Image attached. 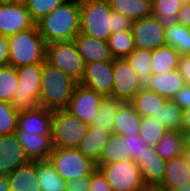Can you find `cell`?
<instances>
[{"mask_svg":"<svg viewBox=\"0 0 190 191\" xmlns=\"http://www.w3.org/2000/svg\"><path fill=\"white\" fill-rule=\"evenodd\" d=\"M35 24L46 44L74 40L80 33V1L66 0Z\"/></svg>","mask_w":190,"mask_h":191,"instance_id":"cell-1","label":"cell"},{"mask_svg":"<svg viewBox=\"0 0 190 191\" xmlns=\"http://www.w3.org/2000/svg\"><path fill=\"white\" fill-rule=\"evenodd\" d=\"M78 83L46 60L42 63L40 106L65 109Z\"/></svg>","mask_w":190,"mask_h":191,"instance_id":"cell-2","label":"cell"},{"mask_svg":"<svg viewBox=\"0 0 190 191\" xmlns=\"http://www.w3.org/2000/svg\"><path fill=\"white\" fill-rule=\"evenodd\" d=\"M8 38L10 43L9 66L18 68L30 64H42L46 60L47 44L36 24Z\"/></svg>","mask_w":190,"mask_h":191,"instance_id":"cell-3","label":"cell"},{"mask_svg":"<svg viewBox=\"0 0 190 191\" xmlns=\"http://www.w3.org/2000/svg\"><path fill=\"white\" fill-rule=\"evenodd\" d=\"M80 33L108 40L112 33V10L108 0L80 1Z\"/></svg>","mask_w":190,"mask_h":191,"instance_id":"cell-4","label":"cell"},{"mask_svg":"<svg viewBox=\"0 0 190 191\" xmlns=\"http://www.w3.org/2000/svg\"><path fill=\"white\" fill-rule=\"evenodd\" d=\"M16 70L19 82L10 103L19 111L40 107L42 64L20 66Z\"/></svg>","mask_w":190,"mask_h":191,"instance_id":"cell-5","label":"cell"},{"mask_svg":"<svg viewBox=\"0 0 190 191\" xmlns=\"http://www.w3.org/2000/svg\"><path fill=\"white\" fill-rule=\"evenodd\" d=\"M89 124L65 109L54 110L52 143L56 148H77L88 132Z\"/></svg>","mask_w":190,"mask_h":191,"instance_id":"cell-6","label":"cell"},{"mask_svg":"<svg viewBox=\"0 0 190 191\" xmlns=\"http://www.w3.org/2000/svg\"><path fill=\"white\" fill-rule=\"evenodd\" d=\"M46 61L80 83L85 64L74 40L55 41L46 45Z\"/></svg>","mask_w":190,"mask_h":191,"instance_id":"cell-7","label":"cell"},{"mask_svg":"<svg viewBox=\"0 0 190 191\" xmlns=\"http://www.w3.org/2000/svg\"><path fill=\"white\" fill-rule=\"evenodd\" d=\"M96 167L105 176L113 191H147L141 170L133 160L112 162Z\"/></svg>","mask_w":190,"mask_h":191,"instance_id":"cell-8","label":"cell"},{"mask_svg":"<svg viewBox=\"0 0 190 191\" xmlns=\"http://www.w3.org/2000/svg\"><path fill=\"white\" fill-rule=\"evenodd\" d=\"M48 161L65 181L90 174L96 165L77 148H53Z\"/></svg>","mask_w":190,"mask_h":191,"instance_id":"cell-9","label":"cell"},{"mask_svg":"<svg viewBox=\"0 0 190 191\" xmlns=\"http://www.w3.org/2000/svg\"><path fill=\"white\" fill-rule=\"evenodd\" d=\"M113 72V90L110 97L129 103L143 87V81L125 58L113 60Z\"/></svg>","mask_w":190,"mask_h":191,"instance_id":"cell-10","label":"cell"},{"mask_svg":"<svg viewBox=\"0 0 190 191\" xmlns=\"http://www.w3.org/2000/svg\"><path fill=\"white\" fill-rule=\"evenodd\" d=\"M34 25L24 2L0 1V34L11 36Z\"/></svg>","mask_w":190,"mask_h":191,"instance_id":"cell-11","label":"cell"},{"mask_svg":"<svg viewBox=\"0 0 190 191\" xmlns=\"http://www.w3.org/2000/svg\"><path fill=\"white\" fill-rule=\"evenodd\" d=\"M103 98L104 96L95 90L77 84L65 110L78 117L82 122L90 124L97 116Z\"/></svg>","mask_w":190,"mask_h":191,"instance_id":"cell-12","label":"cell"},{"mask_svg":"<svg viewBox=\"0 0 190 191\" xmlns=\"http://www.w3.org/2000/svg\"><path fill=\"white\" fill-rule=\"evenodd\" d=\"M131 30L136 48L153 51L165 46V27L157 17L150 16L132 21Z\"/></svg>","mask_w":190,"mask_h":191,"instance_id":"cell-13","label":"cell"},{"mask_svg":"<svg viewBox=\"0 0 190 191\" xmlns=\"http://www.w3.org/2000/svg\"><path fill=\"white\" fill-rule=\"evenodd\" d=\"M113 61L85 64L84 74L79 84L95 90L104 97H110L113 90Z\"/></svg>","mask_w":190,"mask_h":191,"instance_id":"cell-14","label":"cell"},{"mask_svg":"<svg viewBox=\"0 0 190 191\" xmlns=\"http://www.w3.org/2000/svg\"><path fill=\"white\" fill-rule=\"evenodd\" d=\"M53 110L44 107L20 110L16 134L52 135Z\"/></svg>","mask_w":190,"mask_h":191,"instance_id":"cell-15","label":"cell"},{"mask_svg":"<svg viewBox=\"0 0 190 191\" xmlns=\"http://www.w3.org/2000/svg\"><path fill=\"white\" fill-rule=\"evenodd\" d=\"M29 161L16 133L0 135V174L8 176Z\"/></svg>","mask_w":190,"mask_h":191,"instance_id":"cell-16","label":"cell"},{"mask_svg":"<svg viewBox=\"0 0 190 191\" xmlns=\"http://www.w3.org/2000/svg\"><path fill=\"white\" fill-rule=\"evenodd\" d=\"M167 160L161 158L154 146L146 147V151L136 161L142 178L148 189H156L162 182Z\"/></svg>","mask_w":190,"mask_h":191,"instance_id":"cell-17","label":"cell"},{"mask_svg":"<svg viewBox=\"0 0 190 191\" xmlns=\"http://www.w3.org/2000/svg\"><path fill=\"white\" fill-rule=\"evenodd\" d=\"M187 183H190V166L183 154L167 160L163 180L156 190L173 191Z\"/></svg>","mask_w":190,"mask_h":191,"instance_id":"cell-18","label":"cell"},{"mask_svg":"<svg viewBox=\"0 0 190 191\" xmlns=\"http://www.w3.org/2000/svg\"><path fill=\"white\" fill-rule=\"evenodd\" d=\"M186 85L178 69L164 73L151 74L144 82L143 86L162 97L172 100L176 92Z\"/></svg>","mask_w":190,"mask_h":191,"instance_id":"cell-19","label":"cell"},{"mask_svg":"<svg viewBox=\"0 0 190 191\" xmlns=\"http://www.w3.org/2000/svg\"><path fill=\"white\" fill-rule=\"evenodd\" d=\"M74 42L84 64L114 60L107 41L79 33Z\"/></svg>","mask_w":190,"mask_h":191,"instance_id":"cell-20","label":"cell"},{"mask_svg":"<svg viewBox=\"0 0 190 191\" xmlns=\"http://www.w3.org/2000/svg\"><path fill=\"white\" fill-rule=\"evenodd\" d=\"M30 161H46L53 151L52 135L17 134Z\"/></svg>","mask_w":190,"mask_h":191,"instance_id":"cell-21","label":"cell"},{"mask_svg":"<svg viewBox=\"0 0 190 191\" xmlns=\"http://www.w3.org/2000/svg\"><path fill=\"white\" fill-rule=\"evenodd\" d=\"M10 191H41L38 184L37 161H29L8 175Z\"/></svg>","mask_w":190,"mask_h":191,"instance_id":"cell-22","label":"cell"},{"mask_svg":"<svg viewBox=\"0 0 190 191\" xmlns=\"http://www.w3.org/2000/svg\"><path fill=\"white\" fill-rule=\"evenodd\" d=\"M111 134L112 133L106 129L89 126L87 134L77 149L96 164Z\"/></svg>","mask_w":190,"mask_h":191,"instance_id":"cell-23","label":"cell"},{"mask_svg":"<svg viewBox=\"0 0 190 191\" xmlns=\"http://www.w3.org/2000/svg\"><path fill=\"white\" fill-rule=\"evenodd\" d=\"M167 101L168 99L143 86L129 103L141 117H157Z\"/></svg>","mask_w":190,"mask_h":191,"instance_id":"cell-24","label":"cell"},{"mask_svg":"<svg viewBox=\"0 0 190 191\" xmlns=\"http://www.w3.org/2000/svg\"><path fill=\"white\" fill-rule=\"evenodd\" d=\"M141 116L130 103L125 102L114 117L113 133L120 136L139 134Z\"/></svg>","mask_w":190,"mask_h":191,"instance_id":"cell-25","label":"cell"},{"mask_svg":"<svg viewBox=\"0 0 190 191\" xmlns=\"http://www.w3.org/2000/svg\"><path fill=\"white\" fill-rule=\"evenodd\" d=\"M112 11L128 17L131 21L152 16L151 0H108Z\"/></svg>","mask_w":190,"mask_h":191,"instance_id":"cell-26","label":"cell"},{"mask_svg":"<svg viewBox=\"0 0 190 191\" xmlns=\"http://www.w3.org/2000/svg\"><path fill=\"white\" fill-rule=\"evenodd\" d=\"M124 103L116 98L104 97L99 105L97 116L90 122L89 126L103 128L113 133L114 117Z\"/></svg>","mask_w":190,"mask_h":191,"instance_id":"cell-27","label":"cell"},{"mask_svg":"<svg viewBox=\"0 0 190 191\" xmlns=\"http://www.w3.org/2000/svg\"><path fill=\"white\" fill-rule=\"evenodd\" d=\"M180 54L171 46L165 45L153 50L151 74L178 69Z\"/></svg>","mask_w":190,"mask_h":191,"instance_id":"cell-28","label":"cell"},{"mask_svg":"<svg viewBox=\"0 0 190 191\" xmlns=\"http://www.w3.org/2000/svg\"><path fill=\"white\" fill-rule=\"evenodd\" d=\"M37 172L41 191H66V181L59 176L48 160L37 161Z\"/></svg>","mask_w":190,"mask_h":191,"instance_id":"cell-29","label":"cell"},{"mask_svg":"<svg viewBox=\"0 0 190 191\" xmlns=\"http://www.w3.org/2000/svg\"><path fill=\"white\" fill-rule=\"evenodd\" d=\"M154 147L165 160L185 154L182 131H166Z\"/></svg>","mask_w":190,"mask_h":191,"instance_id":"cell-30","label":"cell"},{"mask_svg":"<svg viewBox=\"0 0 190 191\" xmlns=\"http://www.w3.org/2000/svg\"><path fill=\"white\" fill-rule=\"evenodd\" d=\"M126 160H131V157L127 155L126 141L119 134L112 133L102 149L99 161L95 165Z\"/></svg>","mask_w":190,"mask_h":191,"instance_id":"cell-31","label":"cell"},{"mask_svg":"<svg viewBox=\"0 0 190 191\" xmlns=\"http://www.w3.org/2000/svg\"><path fill=\"white\" fill-rule=\"evenodd\" d=\"M182 4L181 0H152V16L157 17L164 27L177 24Z\"/></svg>","mask_w":190,"mask_h":191,"instance_id":"cell-32","label":"cell"},{"mask_svg":"<svg viewBox=\"0 0 190 191\" xmlns=\"http://www.w3.org/2000/svg\"><path fill=\"white\" fill-rule=\"evenodd\" d=\"M165 41L180 55L190 54V28L187 26L177 23L165 27Z\"/></svg>","mask_w":190,"mask_h":191,"instance_id":"cell-33","label":"cell"},{"mask_svg":"<svg viewBox=\"0 0 190 191\" xmlns=\"http://www.w3.org/2000/svg\"><path fill=\"white\" fill-rule=\"evenodd\" d=\"M107 42L114 59L125 58L135 49L131 29L111 33Z\"/></svg>","mask_w":190,"mask_h":191,"instance_id":"cell-34","label":"cell"},{"mask_svg":"<svg viewBox=\"0 0 190 191\" xmlns=\"http://www.w3.org/2000/svg\"><path fill=\"white\" fill-rule=\"evenodd\" d=\"M153 51L136 48L125 57L139 78L144 82L151 75Z\"/></svg>","mask_w":190,"mask_h":191,"instance_id":"cell-35","label":"cell"},{"mask_svg":"<svg viewBox=\"0 0 190 191\" xmlns=\"http://www.w3.org/2000/svg\"><path fill=\"white\" fill-rule=\"evenodd\" d=\"M183 110L172 100H168L160 109L157 117H154L162 123L167 130L181 131Z\"/></svg>","mask_w":190,"mask_h":191,"instance_id":"cell-36","label":"cell"},{"mask_svg":"<svg viewBox=\"0 0 190 191\" xmlns=\"http://www.w3.org/2000/svg\"><path fill=\"white\" fill-rule=\"evenodd\" d=\"M139 134L150 146H155L164 136L166 127L154 117H141Z\"/></svg>","mask_w":190,"mask_h":191,"instance_id":"cell-37","label":"cell"},{"mask_svg":"<svg viewBox=\"0 0 190 191\" xmlns=\"http://www.w3.org/2000/svg\"><path fill=\"white\" fill-rule=\"evenodd\" d=\"M17 70L13 66H6L0 68V100L11 102L13 93L18 87Z\"/></svg>","mask_w":190,"mask_h":191,"instance_id":"cell-38","label":"cell"},{"mask_svg":"<svg viewBox=\"0 0 190 191\" xmlns=\"http://www.w3.org/2000/svg\"><path fill=\"white\" fill-rule=\"evenodd\" d=\"M18 113L11 103L0 100V135L16 133Z\"/></svg>","mask_w":190,"mask_h":191,"instance_id":"cell-39","label":"cell"},{"mask_svg":"<svg viewBox=\"0 0 190 191\" xmlns=\"http://www.w3.org/2000/svg\"><path fill=\"white\" fill-rule=\"evenodd\" d=\"M66 0H26L24 3L31 19L36 23L42 17L49 15L56 7Z\"/></svg>","mask_w":190,"mask_h":191,"instance_id":"cell-40","label":"cell"},{"mask_svg":"<svg viewBox=\"0 0 190 191\" xmlns=\"http://www.w3.org/2000/svg\"><path fill=\"white\" fill-rule=\"evenodd\" d=\"M122 138L126 141L127 155L135 162L146 151V147L150 146L142 139L140 134L122 136Z\"/></svg>","mask_w":190,"mask_h":191,"instance_id":"cell-41","label":"cell"},{"mask_svg":"<svg viewBox=\"0 0 190 191\" xmlns=\"http://www.w3.org/2000/svg\"><path fill=\"white\" fill-rule=\"evenodd\" d=\"M89 191H113L105 176L97 167L91 172Z\"/></svg>","mask_w":190,"mask_h":191,"instance_id":"cell-42","label":"cell"},{"mask_svg":"<svg viewBox=\"0 0 190 191\" xmlns=\"http://www.w3.org/2000/svg\"><path fill=\"white\" fill-rule=\"evenodd\" d=\"M91 183V173L83 177L66 181V191H89Z\"/></svg>","mask_w":190,"mask_h":191,"instance_id":"cell-43","label":"cell"},{"mask_svg":"<svg viewBox=\"0 0 190 191\" xmlns=\"http://www.w3.org/2000/svg\"><path fill=\"white\" fill-rule=\"evenodd\" d=\"M132 21L120 13L112 11V33L123 30H130Z\"/></svg>","mask_w":190,"mask_h":191,"instance_id":"cell-44","label":"cell"},{"mask_svg":"<svg viewBox=\"0 0 190 191\" xmlns=\"http://www.w3.org/2000/svg\"><path fill=\"white\" fill-rule=\"evenodd\" d=\"M172 101L182 110L190 108V85L186 84L178 90Z\"/></svg>","mask_w":190,"mask_h":191,"instance_id":"cell-45","label":"cell"},{"mask_svg":"<svg viewBox=\"0 0 190 191\" xmlns=\"http://www.w3.org/2000/svg\"><path fill=\"white\" fill-rule=\"evenodd\" d=\"M10 43L8 36L0 34V68L9 66Z\"/></svg>","mask_w":190,"mask_h":191,"instance_id":"cell-46","label":"cell"},{"mask_svg":"<svg viewBox=\"0 0 190 191\" xmlns=\"http://www.w3.org/2000/svg\"><path fill=\"white\" fill-rule=\"evenodd\" d=\"M178 71L185 83L190 85V54L180 56Z\"/></svg>","mask_w":190,"mask_h":191,"instance_id":"cell-47","label":"cell"},{"mask_svg":"<svg viewBox=\"0 0 190 191\" xmlns=\"http://www.w3.org/2000/svg\"><path fill=\"white\" fill-rule=\"evenodd\" d=\"M179 23L190 28V2L182 4L178 13Z\"/></svg>","mask_w":190,"mask_h":191,"instance_id":"cell-48","label":"cell"},{"mask_svg":"<svg viewBox=\"0 0 190 191\" xmlns=\"http://www.w3.org/2000/svg\"><path fill=\"white\" fill-rule=\"evenodd\" d=\"M181 129H190V108L183 110Z\"/></svg>","mask_w":190,"mask_h":191,"instance_id":"cell-49","label":"cell"},{"mask_svg":"<svg viewBox=\"0 0 190 191\" xmlns=\"http://www.w3.org/2000/svg\"><path fill=\"white\" fill-rule=\"evenodd\" d=\"M185 152H190V129H181Z\"/></svg>","mask_w":190,"mask_h":191,"instance_id":"cell-50","label":"cell"},{"mask_svg":"<svg viewBox=\"0 0 190 191\" xmlns=\"http://www.w3.org/2000/svg\"><path fill=\"white\" fill-rule=\"evenodd\" d=\"M0 191H10L7 175L0 174Z\"/></svg>","mask_w":190,"mask_h":191,"instance_id":"cell-51","label":"cell"},{"mask_svg":"<svg viewBox=\"0 0 190 191\" xmlns=\"http://www.w3.org/2000/svg\"><path fill=\"white\" fill-rule=\"evenodd\" d=\"M173 191H190V183H187L184 186L174 189Z\"/></svg>","mask_w":190,"mask_h":191,"instance_id":"cell-52","label":"cell"},{"mask_svg":"<svg viewBox=\"0 0 190 191\" xmlns=\"http://www.w3.org/2000/svg\"><path fill=\"white\" fill-rule=\"evenodd\" d=\"M185 155H186L188 164H189V166H190V152H185Z\"/></svg>","mask_w":190,"mask_h":191,"instance_id":"cell-53","label":"cell"},{"mask_svg":"<svg viewBox=\"0 0 190 191\" xmlns=\"http://www.w3.org/2000/svg\"><path fill=\"white\" fill-rule=\"evenodd\" d=\"M181 2L184 4L190 2V0H181Z\"/></svg>","mask_w":190,"mask_h":191,"instance_id":"cell-54","label":"cell"},{"mask_svg":"<svg viewBox=\"0 0 190 191\" xmlns=\"http://www.w3.org/2000/svg\"><path fill=\"white\" fill-rule=\"evenodd\" d=\"M147 191H158V190H156V189H148Z\"/></svg>","mask_w":190,"mask_h":191,"instance_id":"cell-55","label":"cell"},{"mask_svg":"<svg viewBox=\"0 0 190 191\" xmlns=\"http://www.w3.org/2000/svg\"><path fill=\"white\" fill-rule=\"evenodd\" d=\"M14 1L25 2L26 0H14Z\"/></svg>","mask_w":190,"mask_h":191,"instance_id":"cell-56","label":"cell"},{"mask_svg":"<svg viewBox=\"0 0 190 191\" xmlns=\"http://www.w3.org/2000/svg\"><path fill=\"white\" fill-rule=\"evenodd\" d=\"M0 1H3V2H5V1H14V0H0Z\"/></svg>","mask_w":190,"mask_h":191,"instance_id":"cell-57","label":"cell"}]
</instances>
